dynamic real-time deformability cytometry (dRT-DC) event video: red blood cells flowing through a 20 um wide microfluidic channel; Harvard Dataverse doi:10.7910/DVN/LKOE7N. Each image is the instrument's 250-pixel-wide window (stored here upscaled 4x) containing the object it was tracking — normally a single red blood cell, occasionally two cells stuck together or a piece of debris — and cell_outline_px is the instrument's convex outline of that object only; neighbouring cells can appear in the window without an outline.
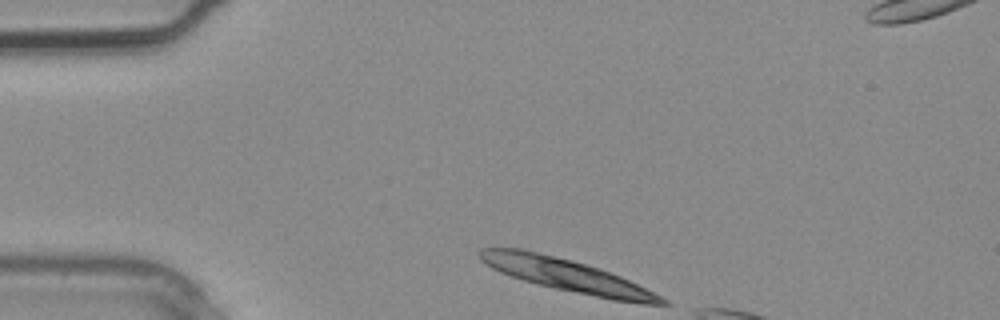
{"species": "common noctule bat (a hibernating species)", "species_latin": "Nyctalus noctula", "temperature_condition": "warm", "stored_images_in_passage": 2, "camera_frame_rate_fps": 3000, "um_per_image_px": 0.085, "animal": {"sex": "male", "body_mass_g": 20.4}, "frame": {"image": 1, "passage_image": 1, "time_ms": 0.0, "image_size_px": [1000, 320], "cell_outline_px": [[672, 304], [640, 304], [612, 300], [556, 288], [524, 280], [500, 272], [492, 268], [480, 260], [476, 252], [480, 248], [520, 248], [572, 260], [588, 264], [600, 268], [620, 276], [668, 300]], "centroid_in_image_um": [48.16, 23.39], "position_along_channel_um": 36.8, "area_um2": 34.16}}